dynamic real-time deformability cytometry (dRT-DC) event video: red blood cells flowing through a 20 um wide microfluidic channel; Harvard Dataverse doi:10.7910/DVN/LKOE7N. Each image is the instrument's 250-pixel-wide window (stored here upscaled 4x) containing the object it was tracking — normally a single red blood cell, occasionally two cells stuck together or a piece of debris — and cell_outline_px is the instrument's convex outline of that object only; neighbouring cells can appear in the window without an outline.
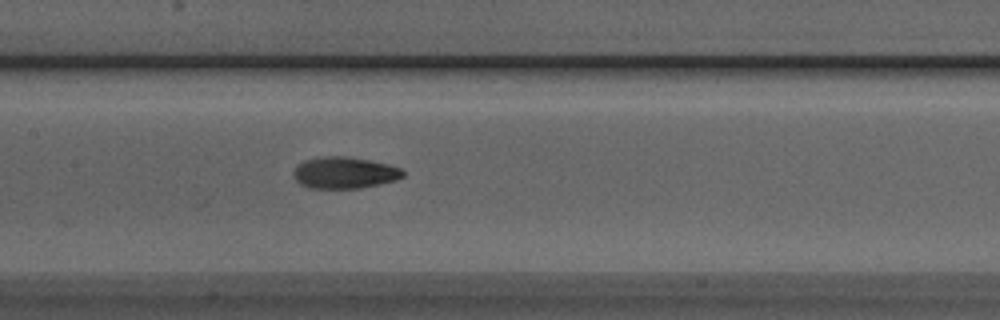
{"species": "Egyptian fruit bat (a non-hibernating species)", "species_latin": "Rousettus aegyptiacus", "temperature_condition": "room temperature", "stored_images_in_passage": 19, "camera_frame_rate_fps": 3000, "um_per_image_px": 0.085, "animal": {"sex": "male"}, "frame": {"image": 1, "passage_image": 10, "time_ms": 3.0, "image_size_px": [1000, 320], "cell_outline_px": [[404, 176], [396, 180], [380, 184], [360, 188], [308, 188], [300, 184], [292, 176], [292, 172], [296, 164], [304, 160], [320, 156], [344, 156], [368, 160], [388, 164], [400, 168], [404, 172]], "centroid_in_image_um": [29.22, 14.68], "position_along_channel_um": 178.2, "area_um2": 20.35}}
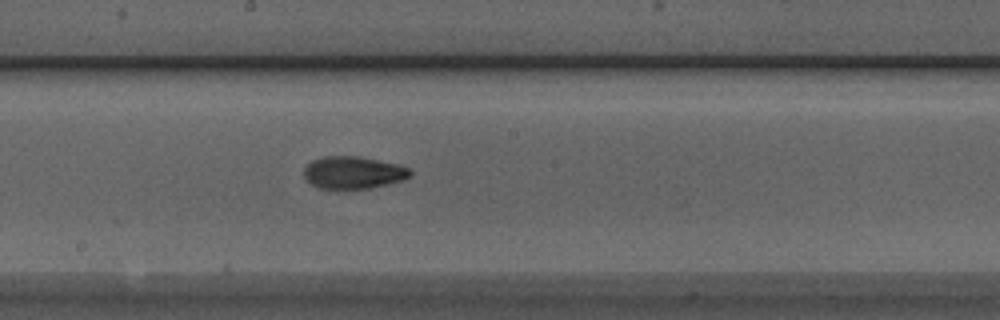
{"frame": {"image": 2, "passage_image": 13, "time_ms": 4.0, "image_size_px": [1000, 320], "cell_outline_px": [[412, 176], [404, 180], [388, 184], [368, 188], [316, 188], [304, 180], [304, 168], [312, 160], [324, 156], [360, 156], [400, 164], [408, 168], [412, 172]], "centroid_in_image_um": [30.03, 14.66], "position_along_channel_um": 218.2, "area_um2": 20.29}}
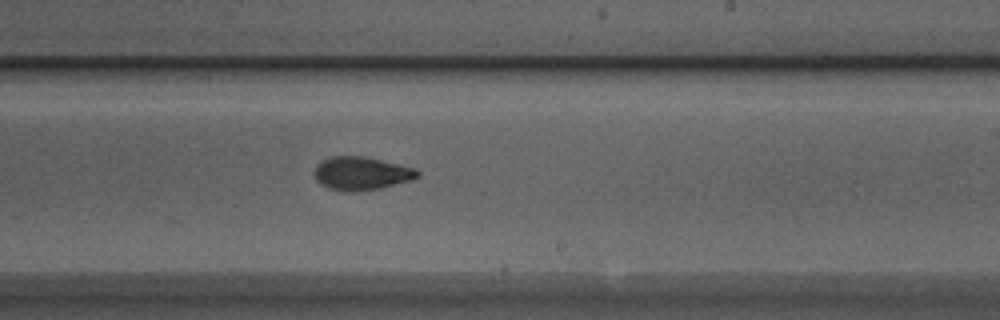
{"frame": {"image": 3, "passage_image": 16, "time_ms": 5.0, "image_size_px": [1000, 320], "cell_outline_px": [[420, 176], [412, 180], [380, 188], [352, 192], [348, 192], [328, 188], [320, 184], [316, 180], [316, 164], [332, 156], [364, 156], [416, 168], [420, 172]], "centroid_in_image_um": [30.75, 14.74], "position_along_channel_um": 258.3, "area_um2": 19.94}}